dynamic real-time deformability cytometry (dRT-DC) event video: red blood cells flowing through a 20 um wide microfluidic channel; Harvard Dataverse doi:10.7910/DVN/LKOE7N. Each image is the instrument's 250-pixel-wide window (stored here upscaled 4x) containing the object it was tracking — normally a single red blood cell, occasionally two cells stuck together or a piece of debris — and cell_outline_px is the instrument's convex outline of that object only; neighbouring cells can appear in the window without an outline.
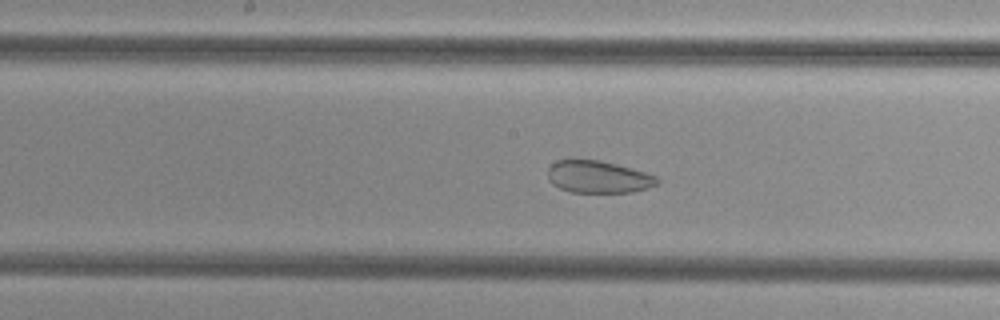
{"species": "common noctule bat (a hibernating species)", "species_latin": "Nyctalus noctula", "temperature_condition": "cold", "stored_images_in_passage": 47, "camera_frame_rate_fps": 3000, "um_per_image_px": 0.085, "animal": {"sex": "female", "body_mass_g": 29.2, "forearm_length_mm": 56.3}, "frame": {"image": 1, "passage_image": 22, "time_ms": 7.0, "image_size_px": [1000, 320], "cell_outline_px": [[660, 180], [656, 184], [648, 188], [632, 192], [572, 192], [560, 188], [552, 184], [548, 180], [548, 168], [556, 160], [600, 160], [616, 164], [644, 172], [656, 176]], "centroid_in_image_um": [50.83, 15.04], "position_along_channel_um": 197.4, "area_um2": 20.4}}
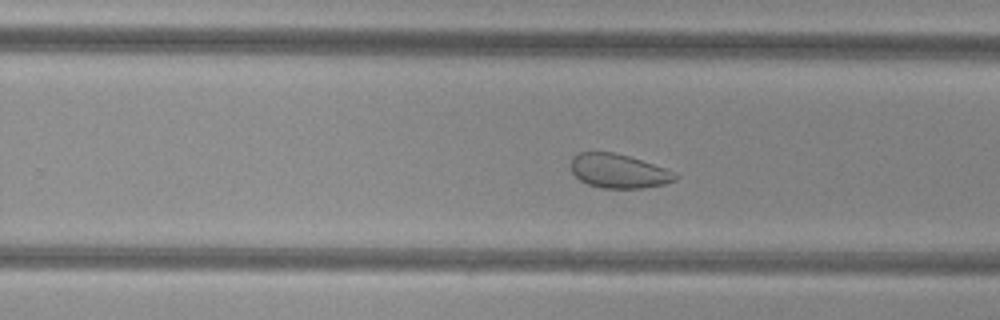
{"frame": {"image": 2, "passage_image": 28, "time_ms": 9.0, "image_size_px": [1000, 320], "cell_outline_px": [[680, 176], [676, 180], [664, 184], [640, 188], [604, 188], [588, 184], [580, 180], [572, 172], [572, 156], [580, 152], [612, 152], [628, 156], [676, 172]], "centroid_in_image_um": [52.6, 14.54], "position_along_channel_um": 277.2, "area_um2": 20.52}}
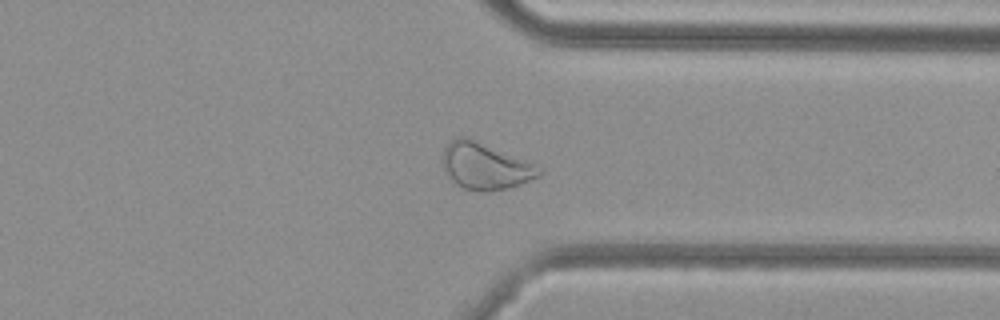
{"frame": {"image": 3, "passage_image": 35, "time_ms": 11.333, "image_size_px": [1000, 320], "cell_outline_px": [[544, 172], [540, 176], [520, 184], [508, 188], [488, 192], [484, 192], [464, 188], [456, 184], [452, 180], [444, 168], [444, 148], [448, 140], [456, 136], [468, 136], [532, 164]], "centroid_in_image_um": [41.21, 14.11], "position_along_channel_um": 370.2, "area_um2": 25.84}}